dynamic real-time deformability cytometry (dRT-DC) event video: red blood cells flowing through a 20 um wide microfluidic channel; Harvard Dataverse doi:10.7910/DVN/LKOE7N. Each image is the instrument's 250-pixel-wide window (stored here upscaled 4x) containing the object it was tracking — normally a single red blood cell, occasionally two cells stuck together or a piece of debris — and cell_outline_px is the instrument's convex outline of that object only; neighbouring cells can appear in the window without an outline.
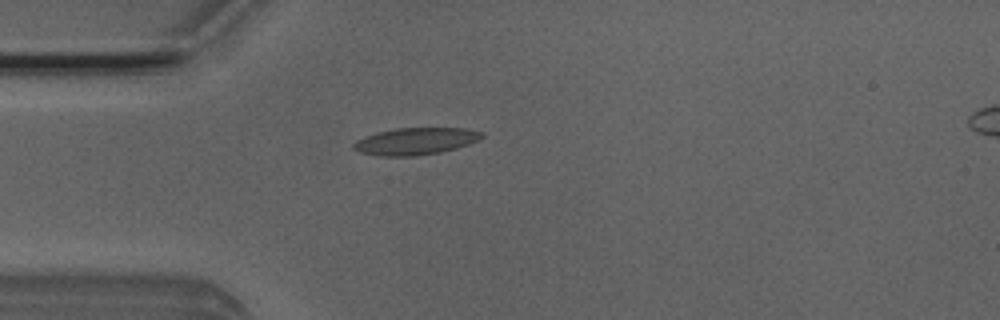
{"species": "Egyptian fruit bat (a non-hibernating species)", "species_latin": "Rousettus aegyptiacus", "temperature_condition": "room temperature", "stored_images_in_passage": 23, "camera_frame_rate_fps": 3000, "um_per_image_px": 0.085, "animal": {"sex": "male"}, "frame": {"image": 1, "passage_image": 13, "time_ms": 4.0, "image_size_px": [1000, 320], "cell_outline_px": [[484, 136], [468, 144], [456, 148], [440, 152], [416, 156], [380, 156], [360, 152], [352, 148], [352, 144], [356, 140], [364, 136], [376, 132], [396, 128], [464, 128], [484, 132]], "centroid_in_image_um": [35.28, 12.0], "position_along_channel_um": 49.7, "area_um2": 20.23}}